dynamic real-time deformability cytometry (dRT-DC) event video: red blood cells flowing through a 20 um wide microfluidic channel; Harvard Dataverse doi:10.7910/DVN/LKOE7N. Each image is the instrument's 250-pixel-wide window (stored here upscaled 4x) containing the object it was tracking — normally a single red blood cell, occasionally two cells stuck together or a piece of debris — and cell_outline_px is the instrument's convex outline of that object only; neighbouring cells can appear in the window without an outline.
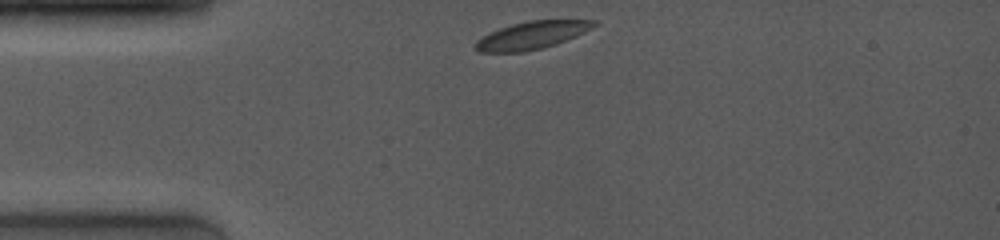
{"species": "common noctule bat (a hibernating species)", "species_latin": "Nyctalus noctula", "temperature_condition": "room temperature", "stored_images_in_passage": 50, "camera_frame_rate_fps": 4000, "um_per_image_px": 0.085, "animal": {"sex": "female", "body_mass_g": 19.0, "forearm_length_mm": 53.3}, "frame": {"image": 1, "passage_image": 1, "time_ms": 0.0, "image_size_px": [1000, 240], "cell_outline_px": [[596, 24], [592, 28], [576, 36], [556, 44], [524, 52], [480, 52], [472, 44], [476, 40], [500, 28], [512, 24], [528, 20], [596, 20]], "centroid_in_image_um": [45.2, 3.0], "position_along_channel_um": 39.8, "area_um2": 18.9}}
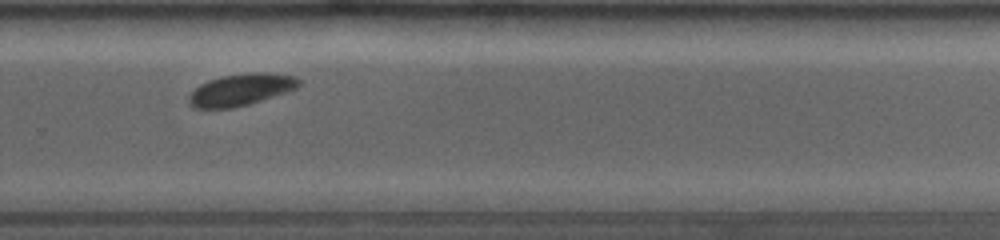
{"frame": {"image": 2, "passage_image": 40, "time_ms": 7.5, "image_size_px": [1000, 240], "cell_outline_px": [[300, 84], [296, 88], [248, 104], [232, 108], [192, 108], [188, 100], [188, 96], [200, 84], [208, 80], [220, 76], [252, 72], [268, 72], [296, 76], [300, 80]], "centroid_in_image_um": [20.45, 7.61], "position_along_channel_um": 309.3, "area_um2": 20.29}}
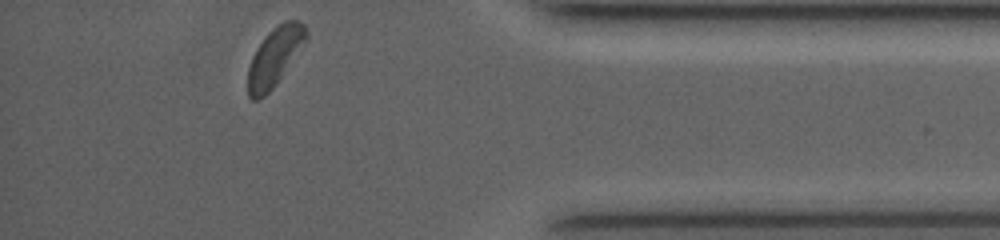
{"frame": {"image": 3, "passage_image": 50, "time_ms": 10.5, "image_size_px": [1000, 240], "cell_outline_px": [[308, 36], [272, 88], [264, 96], [256, 100], [252, 100], [248, 96], [248, 68], [252, 56], [256, 48], [268, 32], [272, 28], [284, 20], [296, 20], [304, 24], [308, 32]], "centroid_in_image_um": [23.31, 4.79], "position_along_channel_um": 411.9, "area_um2": 19.31}, "authors_computed_cell_mechanics": {"area_um2": 20.5479, "velocity_mm_per_s": 3.9797, "shape_relaxation_time_tau1_ms": 2.2356, "shape_relaxation_time_tau2_ms": null, "deformation_change_tau1": 0.109, "deformation_change_tau2": null}}